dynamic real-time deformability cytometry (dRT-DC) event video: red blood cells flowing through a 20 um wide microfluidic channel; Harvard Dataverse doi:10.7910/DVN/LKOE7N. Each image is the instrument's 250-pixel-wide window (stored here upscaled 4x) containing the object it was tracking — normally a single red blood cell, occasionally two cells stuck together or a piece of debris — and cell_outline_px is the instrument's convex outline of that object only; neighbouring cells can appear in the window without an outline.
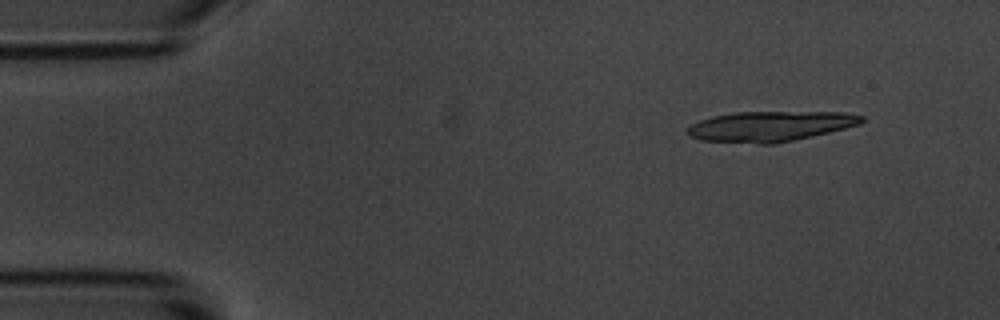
{"species": "common noctule bat (a hibernating species)", "species_latin": "Nyctalus noctula", "temperature_condition": "room temperature", "stored_images_in_passage": 6, "camera_frame_rate_fps": 3000, "um_per_image_px": 0.085, "animal": {"sex": "male", "body_mass_g": 20.1, "forearm_length_mm": 53.5}, "frame": {"image": 1, "passage_image": 2, "time_ms": 1.333, "image_size_px": [1000, 320], "cell_outline_px": [[864, 120], [860, 124], [812, 136], [776, 144], [760, 144], [700, 140], [688, 136], [684, 132], [692, 124], [700, 120], [712, 116], [736, 112], [844, 112], [864, 116]], "centroid_in_image_um": [65.43, 10.74], "position_along_channel_um": 19.6, "area_um2": 30.75}}